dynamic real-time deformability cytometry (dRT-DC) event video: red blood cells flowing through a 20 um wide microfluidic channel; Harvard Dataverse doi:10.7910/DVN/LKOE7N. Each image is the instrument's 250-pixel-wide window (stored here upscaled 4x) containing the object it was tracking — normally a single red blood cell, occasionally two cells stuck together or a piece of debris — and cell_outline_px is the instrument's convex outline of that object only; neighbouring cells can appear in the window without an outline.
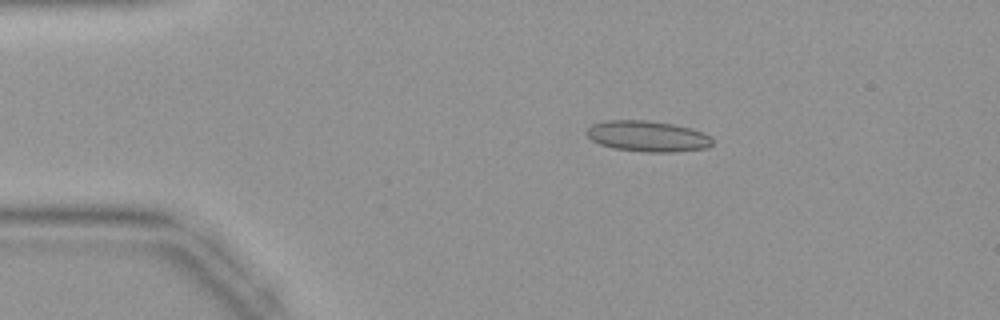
{"species": "common noctule bat (a hibernating species)", "species_latin": "Nyctalus noctula", "temperature_condition": "warm", "stored_images_in_passage": 43, "camera_frame_rate_fps": 3000, "um_per_image_px": 0.085, "animal": {"sex": "female", "body_mass_g": 19.9}, "frame": {"image": 1, "passage_image": 8, "time_ms": 2.333, "image_size_px": [1000, 320], "cell_outline_px": [[712, 144], [708, 148], [676, 152], [644, 152], [612, 148], [600, 144], [592, 140], [584, 132], [592, 124], [604, 120], [648, 120], [676, 124], [692, 128], [704, 132], [712, 140]], "centroid_in_image_um": [55.05, 11.57], "position_along_channel_um": 30.0, "area_um2": 22.95}}
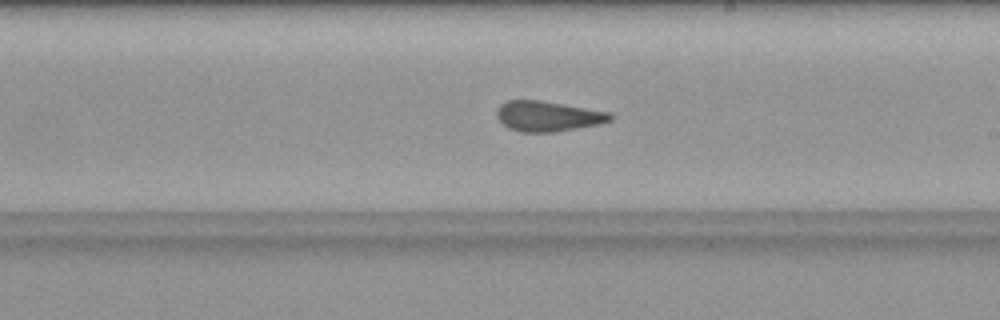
{"frame": {"image": 2, "passage_image": 25, "time_ms": 8.0, "image_size_px": [1000, 320], "cell_outline_px": [[612, 120], [600, 124], [556, 132], [520, 132], [508, 128], [496, 116], [496, 108], [504, 100], [540, 100], [612, 112]], "centroid_in_image_um": [46.57, 9.87], "position_along_channel_um": 242.4, "area_um2": 20.29}}
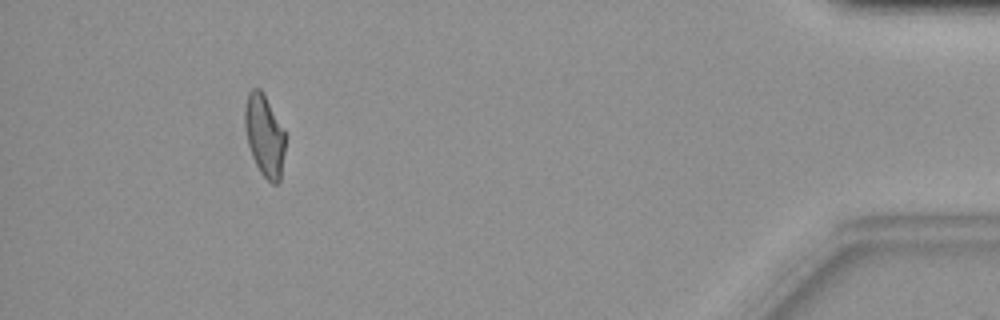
{"frame": {"image": 3, "passage_image": 40, "time_ms": 13.0, "image_size_px": [1000, 320], "cell_outline_px": [[288, 136], [280, 180], [276, 184], [272, 184], [260, 172], [252, 156], [248, 144], [244, 124], [244, 104], [248, 92], [252, 88], [260, 88], [264, 92], [284, 128]], "centroid_in_image_um": [22.51, 11.48], "position_along_channel_um": 412.7, "area_um2": 20.0}}